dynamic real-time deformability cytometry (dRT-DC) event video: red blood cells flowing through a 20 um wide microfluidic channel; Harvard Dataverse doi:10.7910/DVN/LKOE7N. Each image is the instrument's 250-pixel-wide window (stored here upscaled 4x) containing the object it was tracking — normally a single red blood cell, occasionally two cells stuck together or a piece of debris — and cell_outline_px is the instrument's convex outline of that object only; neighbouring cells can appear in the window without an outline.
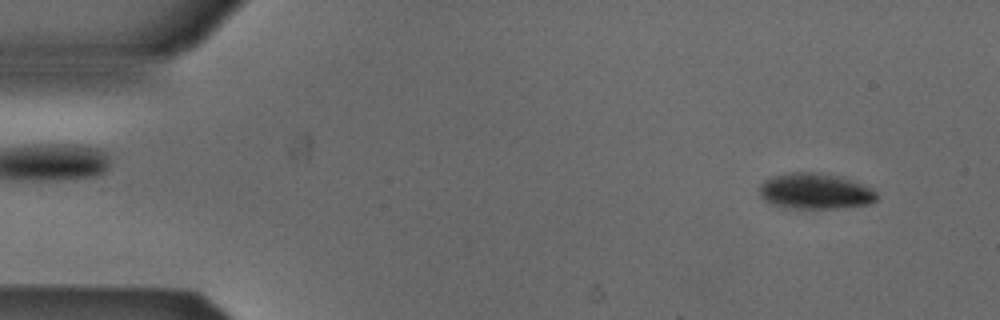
{"species": "Egyptian fruit bat (a non-hibernating species)", "species_latin": "Rousettus aegyptiacus", "temperature_condition": "cold", "stored_images_in_passage": 52, "camera_frame_rate_fps": 3000, "um_per_image_px": 0.085, "animal": {"sex": "male"}, "frame": {"image": 1, "passage_image": 4, "time_ms": 1.0, "image_size_px": [1000, 320], "cell_outline_px": [[876, 200], [872, 204], [840, 208], [792, 208], [772, 204], [764, 200], [760, 196], [756, 188], [764, 180], [772, 176], [792, 172], [820, 172], [844, 176], [872, 188], [876, 192]], "centroid_in_image_um": [69.29, 16.24], "position_along_channel_um": 15.7, "area_um2": 24.97}}
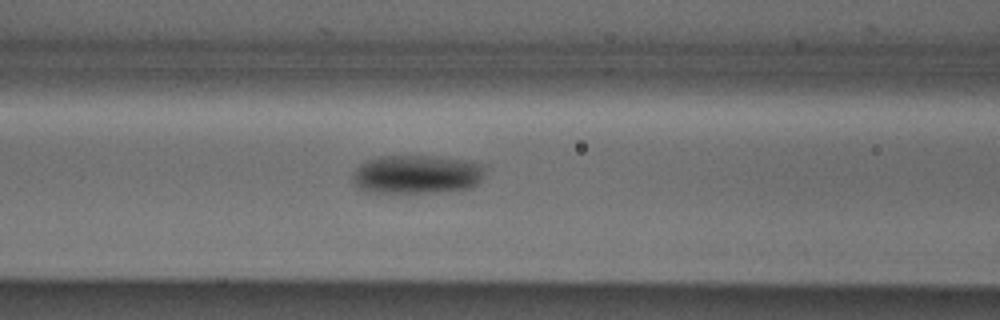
{"frame": {"image": 2, "passage_image": 21, "time_ms": 6.667, "image_size_px": [1000, 320], "cell_outline_px": [[484, 172], [480, 180], [472, 188], [436, 192], [368, 192], [356, 188], [352, 180], [352, 172], [364, 160], [376, 156], [428, 156], [464, 160], [484, 164]], "centroid_in_image_um": [35.36, 14.82], "position_along_channel_um": 131.2, "area_um2": 30.06}}
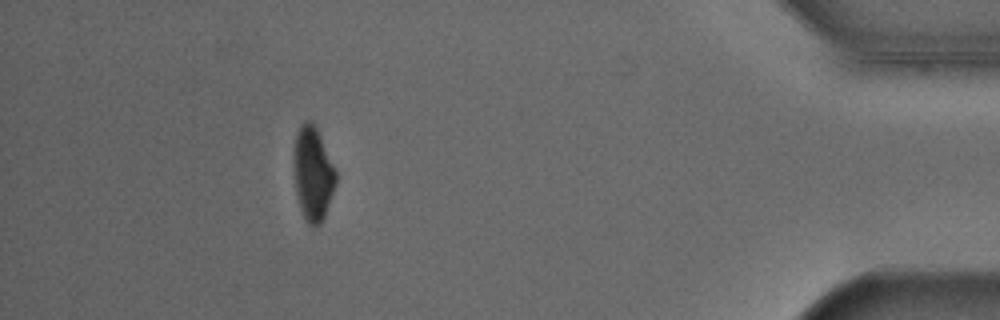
{"frame": {"image": 3, "passage_image": 47, "time_ms": 15.333, "image_size_px": [1000, 320], "cell_outline_px": [[336, 184], [324, 216], [320, 224], [316, 228], [312, 228], [304, 220], [300, 208], [296, 192], [292, 164], [292, 156], [296, 132], [300, 124], [308, 120], [312, 120], [316, 128], [336, 172]], "centroid_in_image_um": [26.55, 14.78], "position_along_channel_um": 408.7, "area_um2": 23.24}, "authors_computed_cell_mechanics": {"area_um2": 26.5013, "velocity_mm_per_s": 3.8794, "shape_relaxation_time_tau1_ms": 4.9666, "shape_relaxation_time_tau2_ms": null, "deformation_change_tau1": 0.1191, "deformation_change_tau2": null}}